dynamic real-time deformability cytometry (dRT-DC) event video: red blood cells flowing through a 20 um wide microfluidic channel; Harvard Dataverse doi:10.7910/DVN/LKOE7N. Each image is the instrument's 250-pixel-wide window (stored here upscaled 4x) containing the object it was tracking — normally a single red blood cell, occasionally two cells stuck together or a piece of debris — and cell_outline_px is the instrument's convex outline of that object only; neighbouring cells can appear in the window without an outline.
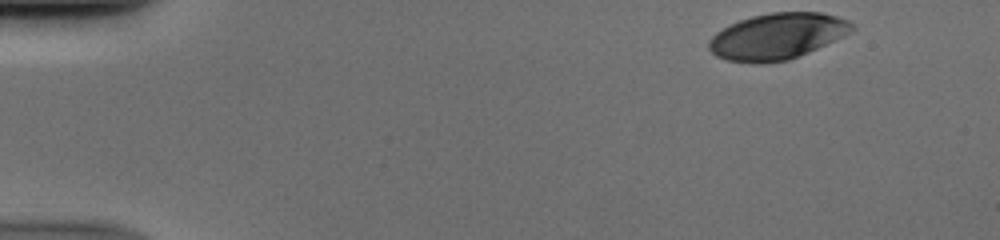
{"species": "human", "species_latin": "Homo sapiens", "temperature_condition": "cold", "stored_images_in_passage": 48, "camera_frame_rate_fps": 3000, "um_per_image_px": 0.085, "donor": {"sex": "male"}, "frame": {"image": 1, "passage_image": 1, "time_ms": 0.0, "image_size_px": [1000, 240], "cell_outline_px": [[856, 28], [808, 52], [788, 60], [760, 64], [756, 64], [728, 60], [716, 56], [708, 48], [708, 40], [716, 32], [740, 20], [752, 16], [772, 12], [820, 12], [836, 16], [848, 20]], "centroid_in_image_um": [66.02, 3.09], "position_along_channel_um": 19.0, "area_um2": 38.03}}
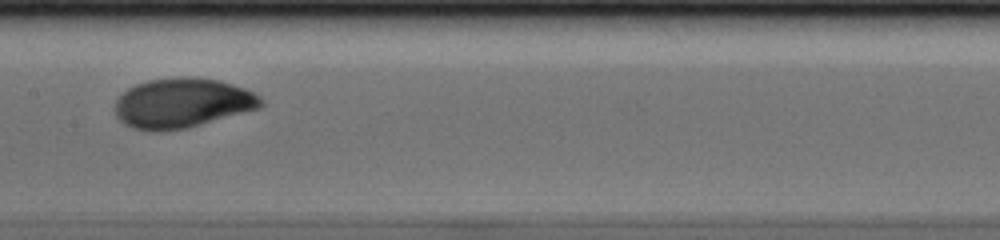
{"frame": {"image": 2, "passage_image": 23, "time_ms": 7.333, "image_size_px": [1000, 240], "cell_outline_px": [[264, 104], [260, 108], [188, 128], [160, 132], [148, 132], [132, 128], [124, 124], [116, 116], [116, 100], [128, 88], [136, 84], [148, 80], [180, 76], [184, 76], [220, 80], [244, 88], [260, 96]], "centroid_in_image_um": [15.49, 8.77], "position_along_channel_um": 191.9, "area_um2": 42.6}}
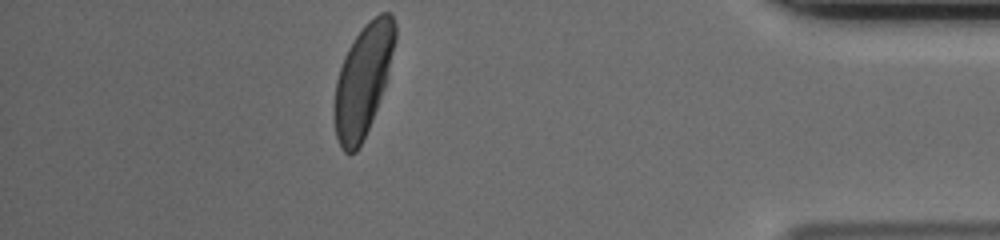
{"frame": {"image": 3, "passage_image": 42, "time_ms": 13.667, "image_size_px": [1000, 240], "cell_outline_px": [[396, 40], [388, 72], [372, 120], [356, 152], [348, 156], [340, 148], [336, 136], [332, 112], [336, 80], [344, 56], [348, 48], [364, 24], [368, 20], [380, 12], [388, 12], [392, 16], [396, 24]], "centroid_in_image_um": [30.82, 6.83], "position_along_channel_um": 404.4, "area_um2": 39.36}}